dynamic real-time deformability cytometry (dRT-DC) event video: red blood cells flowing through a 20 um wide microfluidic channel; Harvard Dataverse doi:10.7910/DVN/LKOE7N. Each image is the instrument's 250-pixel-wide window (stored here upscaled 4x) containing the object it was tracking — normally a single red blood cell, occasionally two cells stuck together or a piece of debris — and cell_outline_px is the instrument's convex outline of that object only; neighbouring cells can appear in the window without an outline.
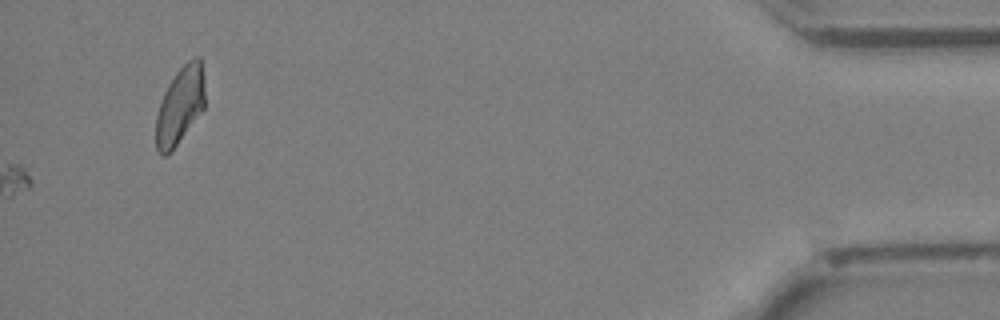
{"species": "Egyptian fruit bat (a non-hibernating species)", "species_latin": "Rousettus aegyptiacus", "temperature_condition": "cold", "stored_images_in_passage": 44, "camera_frame_rate_fps": 3000, "um_per_image_px": 0.085, "animal": {"sex": "female"}, "frame": {"image": 1, "passage_image": 44, "time_ms": 14.333, "image_size_px": [1000, 320], "cell_outline_px": [[204, 108], [172, 152], [164, 156], [156, 148], [156, 116], [160, 100], [168, 84], [176, 72], [188, 60], [196, 56], [200, 56], [204, 80]], "centroid_in_image_um": [15.3, 8.97], "position_along_channel_um": 419.9, "area_um2": 22.14}}